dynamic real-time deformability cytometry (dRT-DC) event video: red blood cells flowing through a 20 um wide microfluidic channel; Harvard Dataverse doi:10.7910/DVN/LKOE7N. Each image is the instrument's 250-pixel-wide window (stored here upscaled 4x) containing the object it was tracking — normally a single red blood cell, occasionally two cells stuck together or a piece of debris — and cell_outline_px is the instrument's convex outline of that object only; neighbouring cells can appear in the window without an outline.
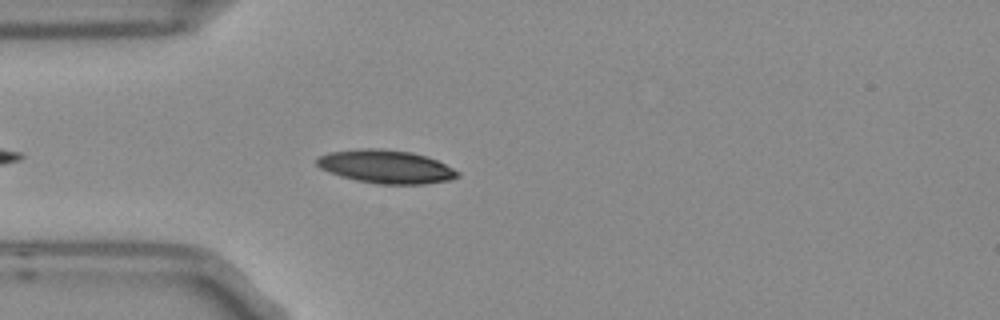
{"species": "Egyptian fruit bat (a non-hibernating species)", "species_latin": "Rousettus aegyptiacus", "temperature_condition": "room temperature", "stored_images_in_passage": 5, "camera_frame_rate_fps": 3000, "um_per_image_px": 0.085, "frame": {"image": 1, "passage_image": 5, "time_ms": 1.333, "image_size_px": [1000, 320], "cell_outline_px": [[460, 176], [448, 180], [424, 184], [376, 184], [356, 180], [340, 176], [328, 172], [320, 168], [316, 164], [316, 160], [320, 156], [332, 152], [360, 148], [376, 148], [412, 152], [436, 160], [460, 172]], "centroid_in_image_um": [32.79, 14.17], "position_along_channel_um": 52.2, "area_um2": 27.17}}